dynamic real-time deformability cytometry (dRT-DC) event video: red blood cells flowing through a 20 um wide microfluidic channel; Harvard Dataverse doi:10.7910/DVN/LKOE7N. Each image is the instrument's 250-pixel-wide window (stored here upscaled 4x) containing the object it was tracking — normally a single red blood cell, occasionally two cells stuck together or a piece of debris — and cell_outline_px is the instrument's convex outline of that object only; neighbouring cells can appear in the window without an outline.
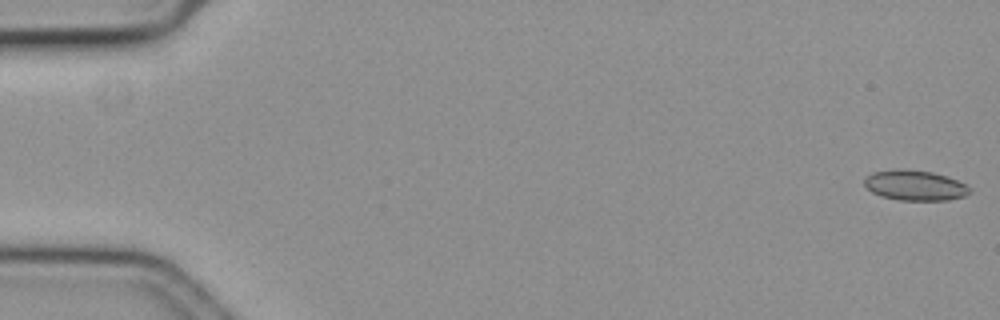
{"species": "common noctule bat (a hibernating species)", "species_latin": "Nyctalus noctula", "temperature_condition": "cold", "stored_images_in_passage": 59, "camera_frame_rate_fps": 3000, "um_per_image_px": 0.085, "animal": {"sex": "female", "body_mass_g": 19.3, "forearm_length_mm": 54.1}, "frame": {"image": 1, "passage_image": 1, "time_ms": 0.0, "image_size_px": [1000, 320], "cell_outline_px": [[972, 188], [964, 196], [948, 200], [896, 200], [880, 196], [872, 192], [864, 184], [864, 180], [872, 172], [932, 172], [956, 180]], "centroid_in_image_um": [77.79, 15.82], "position_along_channel_um": 7.2, "area_um2": 17.57}}
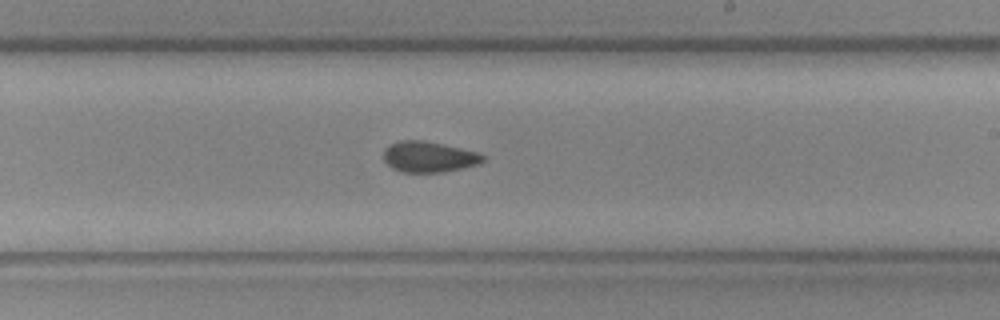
{"frame": {"image": 2, "passage_image": 35, "time_ms": 11.333, "image_size_px": [1000, 320], "cell_outline_px": [[484, 160], [480, 164], [444, 172], [400, 172], [392, 168], [384, 160], [384, 148], [388, 144], [400, 140], [424, 140], [460, 148], [476, 152], [484, 156]], "centroid_in_image_um": [36.42, 13.33], "position_along_channel_um": 252.6, "area_um2": 17.86}}
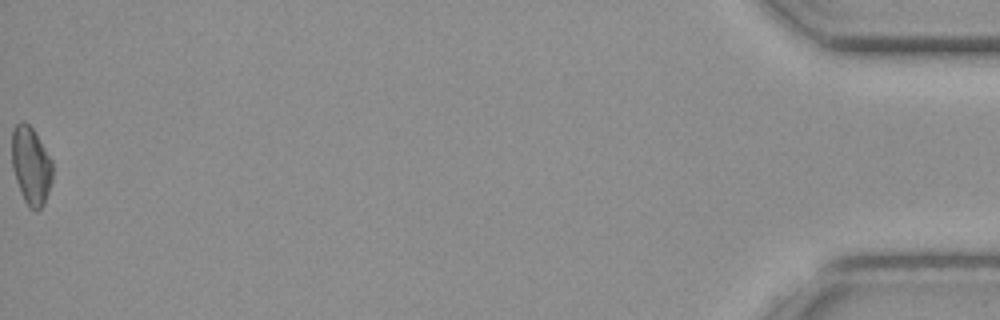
{"frame": {"image": 3, "passage_image": 59, "time_ms": 19.333, "image_size_px": [1000, 320], "cell_outline_px": [[52, 180], [44, 204], [36, 212], [28, 208], [20, 192], [12, 168], [12, 128], [20, 120], [24, 120], [32, 128], [52, 160]], "centroid_in_image_um": [2.62, 14.09], "position_along_channel_um": 432.6, "area_um2": 18.61}, "authors_computed_cell_mechanics": {"area_um2": 18.0336, "velocity_mm_per_s": 3.5821, "shape_relaxation_time_tau1_ms": null, "shape_relaxation_time_tau2_ms": 5.7195, "deformation_change_tau1": null, "deformation_change_tau2": 0.1198}}